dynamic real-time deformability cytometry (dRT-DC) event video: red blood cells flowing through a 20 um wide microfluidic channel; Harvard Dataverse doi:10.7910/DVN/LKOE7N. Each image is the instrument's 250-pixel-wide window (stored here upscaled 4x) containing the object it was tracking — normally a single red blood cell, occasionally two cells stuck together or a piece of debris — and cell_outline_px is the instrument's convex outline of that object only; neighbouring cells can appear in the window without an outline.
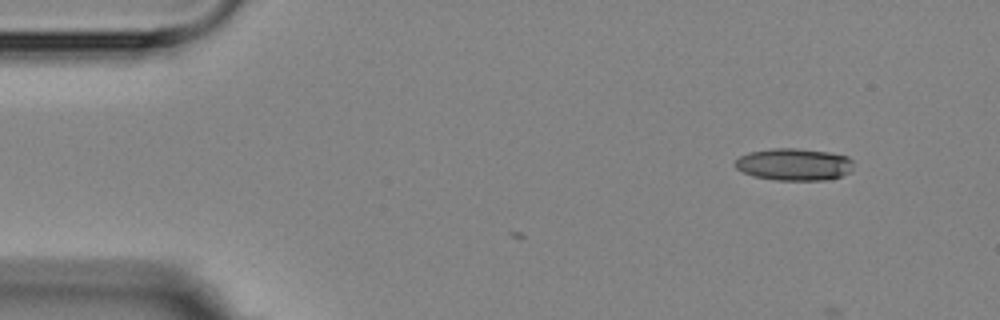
{"species": "Egyptian fruit bat (a non-hibernating species)", "species_latin": "Rousettus aegyptiacus", "temperature_condition": "room temperature", "stored_images_in_passage": 3, "camera_frame_rate_fps": 3000, "um_per_image_px": 0.085, "animal": {"sex": "female"}, "frame": {"image": 1, "passage_image": 3, "time_ms": 2.0, "image_size_px": [1000, 320], "cell_outline_px": [[852, 172], [828, 180], [776, 180], [752, 176], [736, 168], [736, 160], [740, 156], [748, 152], [772, 148], [796, 148], [828, 152], [848, 156], [852, 160]], "centroid_in_image_um": [67.51, 13.97], "position_along_channel_um": 17.5, "area_um2": 22.25}}